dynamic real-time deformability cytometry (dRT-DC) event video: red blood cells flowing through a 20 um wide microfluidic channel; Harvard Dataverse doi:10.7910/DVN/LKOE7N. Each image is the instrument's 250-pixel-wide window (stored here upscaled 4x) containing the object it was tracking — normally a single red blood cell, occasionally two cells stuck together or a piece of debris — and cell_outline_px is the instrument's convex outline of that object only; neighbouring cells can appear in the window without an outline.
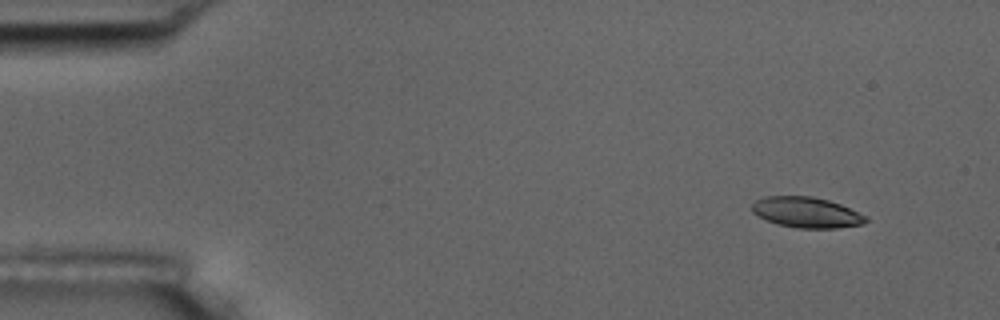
{"species": "common noctule bat (a hibernating species)", "species_latin": "Nyctalus noctula", "temperature_condition": "room temperature", "stored_images_in_passage": 5, "camera_frame_rate_fps": 3000, "um_per_image_px": 0.085, "animal": {"sex": "male", "body_mass_g": 17.5, "forearm_length_mm": 52.3}, "frame": {"image": 1, "passage_image": 1, "time_ms": 0.0, "image_size_px": [1000, 320], "cell_outline_px": [[868, 220], [864, 224], [836, 228], [796, 228], [776, 224], [752, 212], [752, 204], [756, 200], [764, 196], [812, 196], [828, 200], [840, 204], [868, 216]], "centroid_in_image_um": [68.57, 18.05], "position_along_channel_um": 16.4, "area_um2": 20.35}}